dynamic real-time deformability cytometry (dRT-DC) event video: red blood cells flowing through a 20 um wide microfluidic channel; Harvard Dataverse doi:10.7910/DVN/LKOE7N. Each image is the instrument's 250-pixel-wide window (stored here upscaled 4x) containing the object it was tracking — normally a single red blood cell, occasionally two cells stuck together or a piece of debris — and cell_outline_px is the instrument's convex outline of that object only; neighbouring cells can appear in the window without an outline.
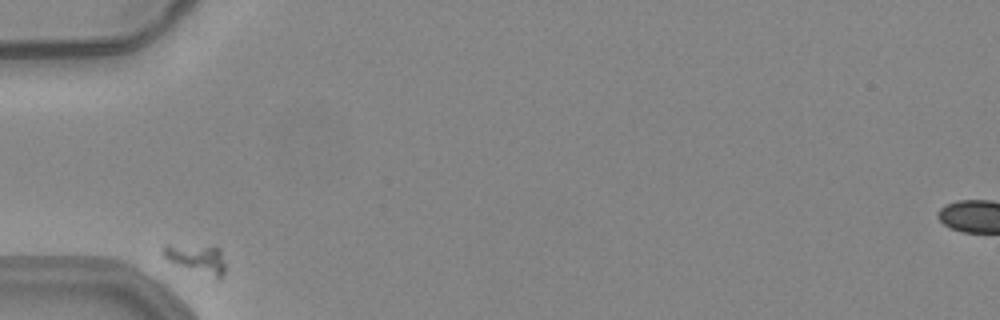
{"species": "common noctule bat (a hibernating species)", "species_latin": "Nyctalus noctula", "temperature_condition": "warm", "stored_images_in_passage": 32, "camera_frame_rate_fps": 3000, "um_per_image_px": 0.085, "animal": {"sex": "female", "body_mass_g": 24.6, "forearm_length_mm": 56.2}, "frame": {"image": 1, "passage_image": 1, "time_ms": 0.0, "image_size_px": [1000, 320], "cell_outline_px": [[224, 276], [220, 280], [216, 280], [164, 260], [160, 252], [160, 248], [164, 244], [168, 244], [220, 248], [224, 264]], "centroid_in_image_um": [16.65, 22.04], "position_along_channel_um": 68.4, "area_um2": 10.98}}
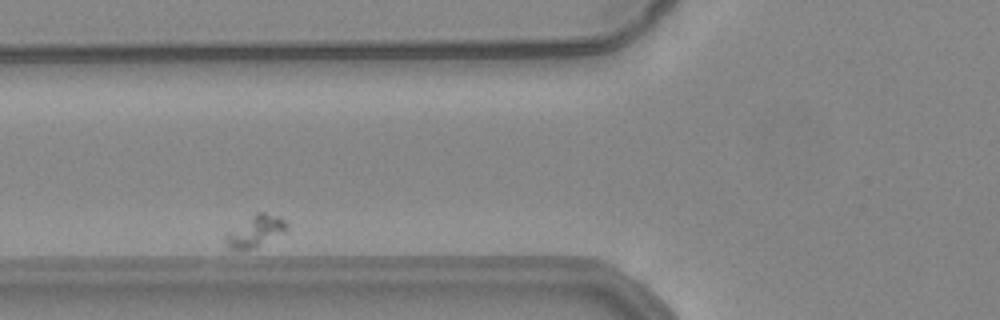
{"frame": {"image": 2, "passage_image": 5, "time_ms": 1.333, "image_size_px": [1000, 320], "cell_outline_px": [[288, 228], [284, 232], [256, 248], [232, 248], [224, 240], [224, 236], [228, 232], [256, 212], [264, 212], [280, 216], [288, 224]], "centroid_in_image_um": [21.76, 19.62], "position_along_channel_um": 104.0, "area_um2": 10.92}}
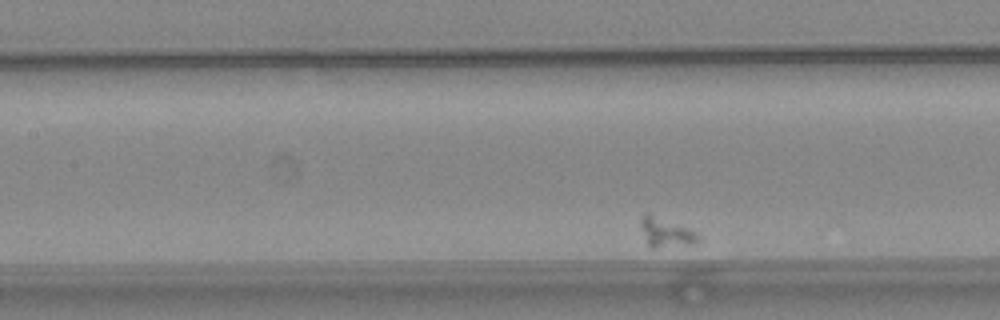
{"frame": {"image": 3, "passage_image": 10, "time_ms": 3.0, "image_size_px": [1000, 320], "cell_outline_px": [[700, 244], [652, 248], [648, 244], [640, 228], [640, 220], [644, 212], [648, 212], [692, 228], [700, 236]], "centroid_in_image_um": [56.66, 19.74], "position_along_channel_um": 150.7, "area_um2": 10.35}}